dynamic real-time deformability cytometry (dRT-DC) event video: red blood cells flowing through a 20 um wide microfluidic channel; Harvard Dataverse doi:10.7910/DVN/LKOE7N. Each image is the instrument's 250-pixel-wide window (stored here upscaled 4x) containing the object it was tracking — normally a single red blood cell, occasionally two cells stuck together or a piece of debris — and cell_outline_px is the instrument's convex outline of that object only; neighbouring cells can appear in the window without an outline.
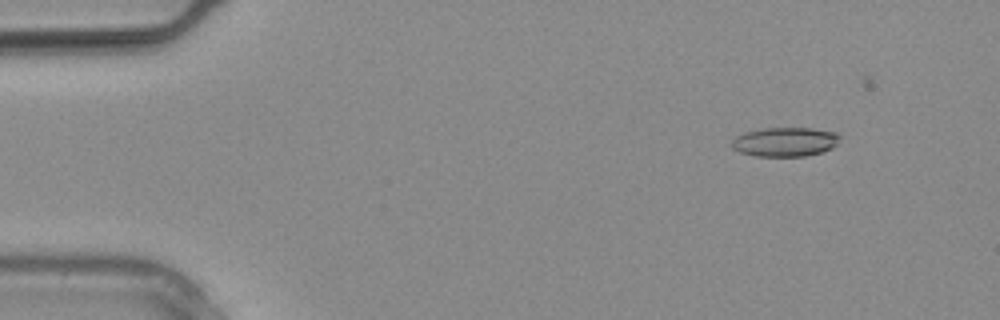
{"species": "common noctule bat (a hibernating species)", "species_latin": "Nyctalus noctula", "temperature_condition": "warm", "stored_images_in_passage": 13, "camera_frame_rate_fps": 3000, "um_per_image_px": 0.085, "animal": {"sex": "male", "body_mass_g": 20.4}, "frame": {"image": 1, "passage_image": 4, "time_ms": 1.0, "image_size_px": [1000, 320], "cell_outline_px": [[840, 136], [836, 144], [832, 148], [824, 152], [804, 156], [756, 156], [740, 152], [732, 148], [732, 140], [736, 136], [744, 132], [764, 128], [812, 128], [836, 132]], "centroid_in_image_um": [66.73, 12.06], "position_along_channel_um": 18.3, "area_um2": 18.44}}
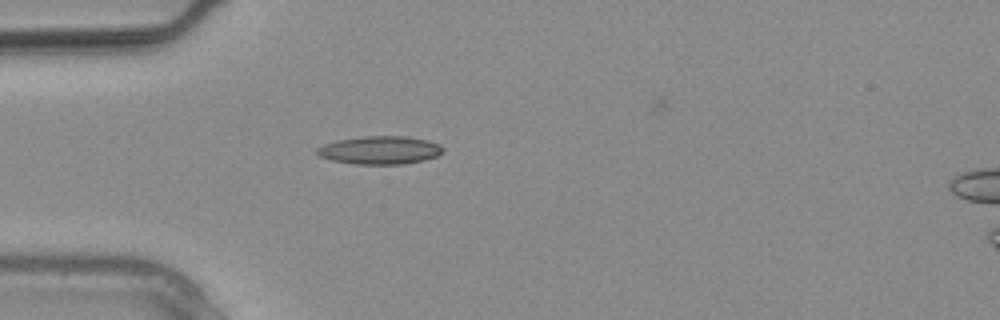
{"frame": {"image": 2, "passage_image": 9, "time_ms": 2.667, "image_size_px": [1000, 320], "cell_outline_px": [[444, 152], [436, 156], [424, 160], [404, 164], [352, 164], [332, 160], [320, 156], [316, 152], [316, 148], [324, 144], [336, 140], [364, 136], [408, 136], [428, 140], [440, 144], [444, 148]], "centroid_in_image_um": [32.31, 12.76], "position_along_channel_um": 52.7, "area_um2": 20.81}}
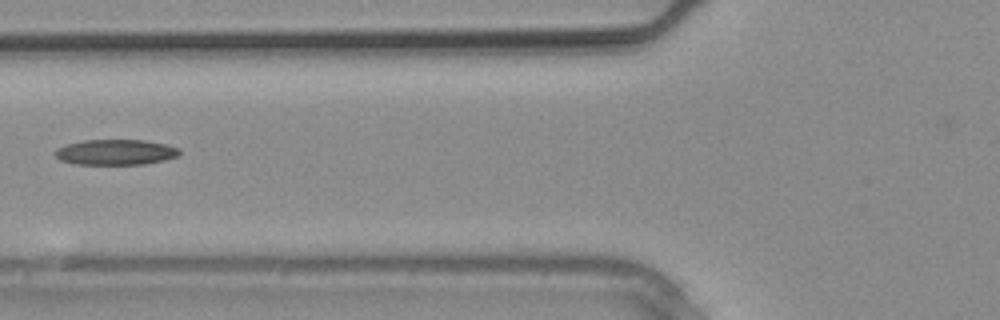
{"frame": {"image": 3, "passage_image": 12, "time_ms": 3.667, "image_size_px": [1000, 320], "cell_outline_px": [[180, 156], [164, 160], [144, 164], [76, 164], [60, 160], [56, 156], [56, 148], [68, 144], [84, 140], [144, 140], [164, 144], [180, 148]], "centroid_in_image_um": [9.86, 12.93], "position_along_channel_um": 115.9, "area_um2": 18.38}}